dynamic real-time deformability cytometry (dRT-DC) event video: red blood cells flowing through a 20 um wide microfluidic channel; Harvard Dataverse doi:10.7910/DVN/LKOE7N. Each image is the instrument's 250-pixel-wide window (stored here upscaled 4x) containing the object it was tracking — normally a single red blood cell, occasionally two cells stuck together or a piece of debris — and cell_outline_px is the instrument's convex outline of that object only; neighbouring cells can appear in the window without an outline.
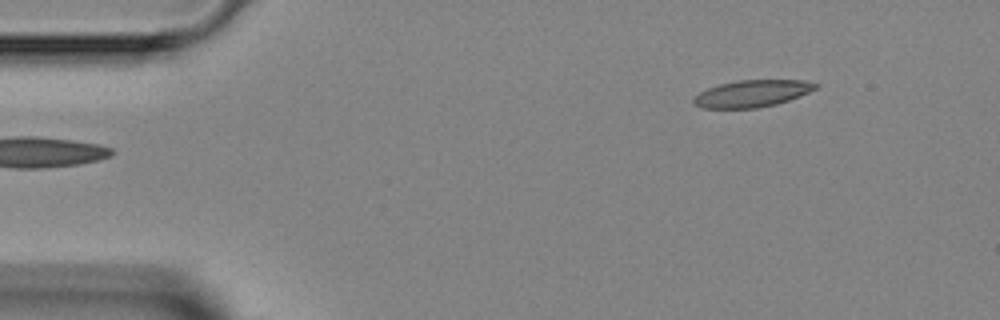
{"species": "Egyptian fruit bat (a non-hibernating species)", "species_latin": "Rousettus aegyptiacus", "temperature_condition": "room temperature", "stored_images_in_passage": 42, "camera_frame_rate_fps": 3000, "um_per_image_px": 0.085, "animal": {"sex": "female"}, "frame": {"image": 1, "passage_image": 1, "time_ms": 0.0, "image_size_px": [1000, 320], "cell_outline_px": [[820, 84], [816, 88], [808, 92], [788, 100], [776, 104], [756, 108], [704, 108], [696, 104], [692, 100], [700, 92], [708, 88], [720, 84], [736, 80], [804, 80]], "centroid_in_image_um": [63.94, 7.94], "position_along_channel_um": 21.1, "area_um2": 18.9}}
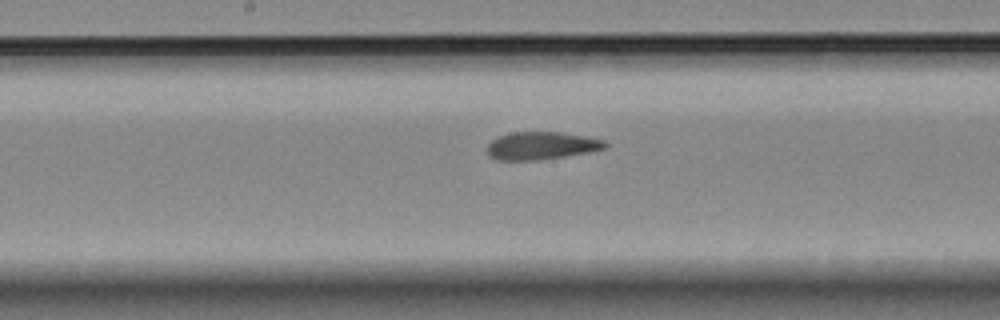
{"frame": {"image": 2, "passage_image": 19, "time_ms": 6.0, "image_size_px": [1000, 320], "cell_outline_px": [[608, 144], [604, 148], [588, 152], [564, 156], [536, 160], [496, 160], [488, 156], [488, 144], [492, 140], [500, 136], [512, 132], [560, 132], [584, 136], [604, 140]], "centroid_in_image_um": [45.99, 12.38], "position_along_channel_um": 202.2, "area_um2": 18.84}}
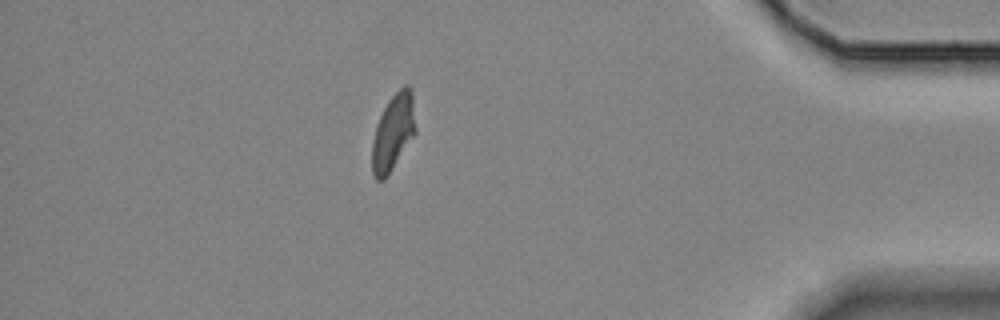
{"frame": {"image": 3, "passage_image": 36, "time_ms": 11.667, "image_size_px": [1000, 320], "cell_outline_px": [[416, 132], [384, 180], [376, 180], [372, 172], [372, 140], [376, 124], [388, 100], [404, 84], [408, 84], [412, 88], [416, 128]], "centroid_in_image_um": [33.42, 11.2], "position_along_channel_um": 401.8, "area_um2": 19.36}}